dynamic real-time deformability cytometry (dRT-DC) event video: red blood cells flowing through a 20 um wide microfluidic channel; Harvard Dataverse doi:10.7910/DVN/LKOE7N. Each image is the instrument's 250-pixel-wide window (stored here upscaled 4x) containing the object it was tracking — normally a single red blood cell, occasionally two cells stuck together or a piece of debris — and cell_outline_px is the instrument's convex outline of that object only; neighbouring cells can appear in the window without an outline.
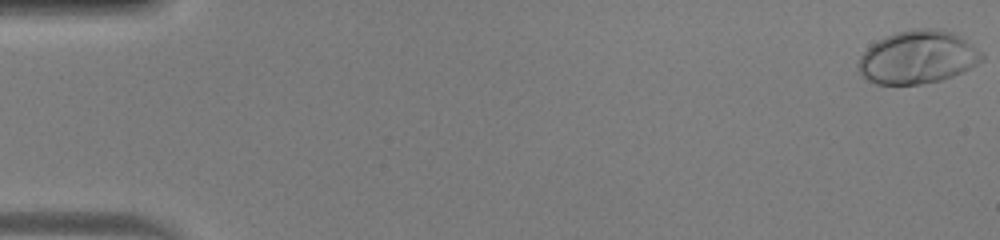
{"species": "human", "species_latin": "Homo sapiens", "temperature_condition": "warm", "stored_images_in_passage": 51, "camera_frame_rate_fps": 3000, "um_per_image_px": 0.085, "donor": {"sex": "male"}, "frame": {"image": 1, "passage_image": 1, "time_ms": 0.0, "image_size_px": [1000, 240], "cell_outline_px": [[984, 60], [964, 72], [940, 80], [920, 84], [876, 84], [860, 76], [856, 68], [856, 64], [860, 56], [876, 40], [884, 36], [896, 32], [912, 28], [944, 28], [960, 36], [972, 44], [984, 56]], "centroid_in_image_um": [77.98, 4.85], "position_along_channel_um": 7.0, "area_um2": 38.73}}
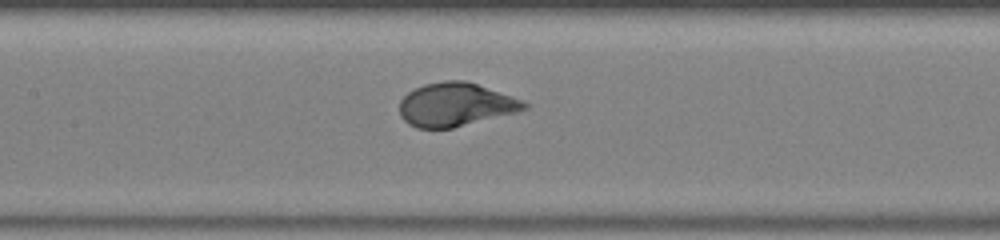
{"frame": {"image": 2, "passage_image": 25, "time_ms": 8.0, "image_size_px": [1000, 240], "cell_outline_px": [[528, 108], [516, 112], [452, 128], [416, 128], [408, 124], [400, 116], [400, 100], [408, 92], [424, 84], [444, 80], [464, 80], [524, 100], [528, 104]], "centroid_in_image_um": [38.71, 8.89], "position_along_channel_um": 168.7, "area_um2": 31.44}}
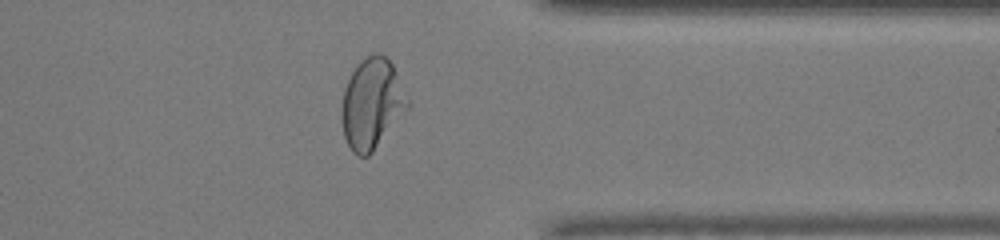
{"frame": {"image": 3, "passage_image": 41, "time_ms": 13.333, "image_size_px": [1000, 240], "cell_outline_px": [[408, 108], [372, 152], [368, 156], [360, 156], [352, 152], [344, 136], [340, 116], [340, 108], [344, 88], [356, 64], [360, 60], [372, 52], [380, 52], [392, 64], [408, 100]], "centroid_in_image_um": [31.56, 8.8], "position_along_channel_um": 379.8, "area_um2": 34.56}, "authors_computed_cell_mechanics": {"area_um2": 33.0038, "velocity_mm_per_s": 4.0898, "shape_relaxation_time_tau1_ms": 2.4557, "shape_relaxation_time_tau2_ms": null, "deformation_change_tau1": 0.2175, "deformation_change_tau2": null}}